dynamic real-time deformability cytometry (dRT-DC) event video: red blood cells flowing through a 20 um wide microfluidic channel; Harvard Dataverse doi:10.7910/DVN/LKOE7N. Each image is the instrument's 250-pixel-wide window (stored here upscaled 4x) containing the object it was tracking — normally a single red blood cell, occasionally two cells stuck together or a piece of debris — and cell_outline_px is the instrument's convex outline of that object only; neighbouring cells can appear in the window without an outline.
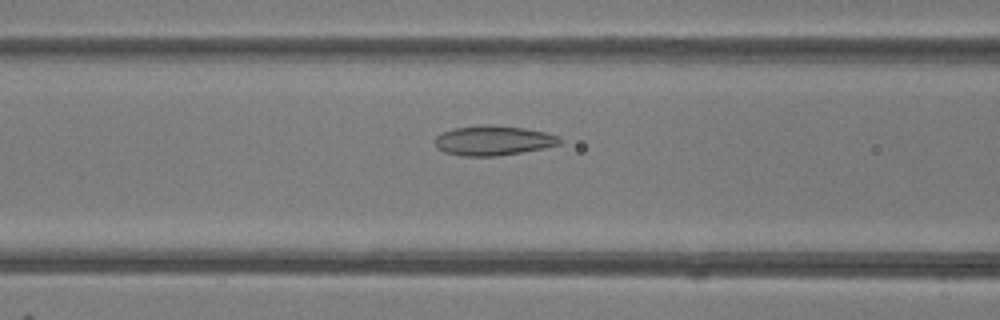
{"species": "common noctule bat (a hibernating species)", "species_latin": "Nyctalus noctula", "temperature_condition": "room temperature", "stored_images_in_passage": 37, "camera_frame_rate_fps": 3000, "um_per_image_px": 0.085, "animal": {"sex": "female"}, "frame": {"image": 1, "passage_image": 16, "time_ms": 5.0, "image_size_px": [1000, 320], "cell_outline_px": [[564, 140], [560, 144], [544, 148], [496, 156], [460, 156], [444, 152], [436, 148], [436, 136], [452, 128], [484, 124], [488, 124], [524, 128], [544, 132], [560, 136]], "centroid_in_image_um": [41.94, 11.94], "position_along_channel_um": 124.7, "area_um2": 21.73}}
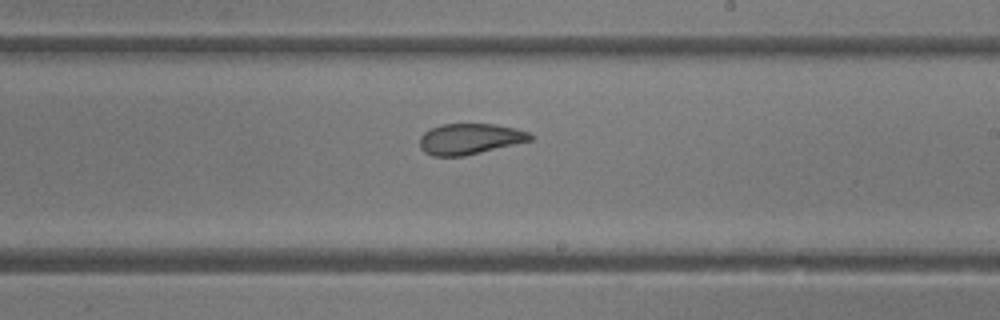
{"frame": {"image": 2, "passage_image": 25, "time_ms": 8.0, "image_size_px": [1000, 320], "cell_outline_px": [[536, 136], [532, 140], [464, 156], [432, 156], [424, 152], [420, 148], [420, 136], [424, 132], [440, 124], [496, 124], [516, 128], [528, 132]], "centroid_in_image_um": [39.94, 11.8], "position_along_channel_um": 249.1, "area_um2": 19.94}}
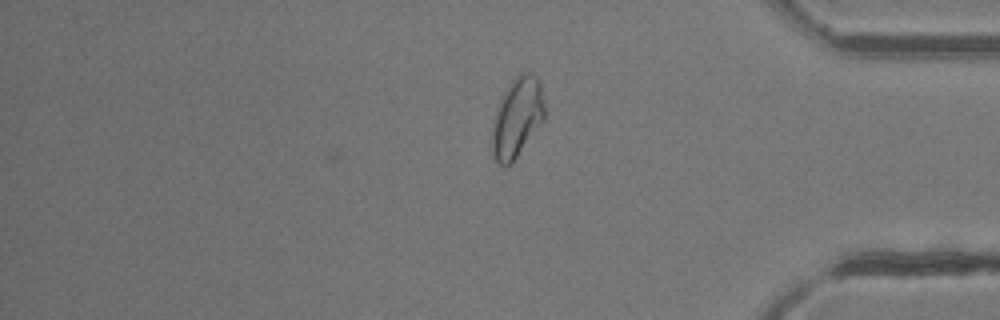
{"frame": {"image": 3, "passage_image": 37, "time_ms": 12.0, "image_size_px": [1000, 320], "cell_outline_px": [[544, 120], [512, 164], [504, 168], [496, 160], [492, 152], [492, 132], [496, 116], [504, 92], [508, 84], [520, 72], [532, 72], [536, 76], [540, 84], [544, 104]], "centroid_in_image_um": [43.98, 10.01], "position_along_channel_um": 391.2, "area_um2": 24.1}, "authors_computed_cell_mechanics": {"area_um2": 21.3282, "velocity_mm_per_s": 4.1579, "shape_relaxation_time_tau1_ms": 3.3168, "shape_relaxation_time_tau2_ms": 1.5067, "deformation_change_tau1": 0.0971, "deformation_change_tau2": 0.0664}}